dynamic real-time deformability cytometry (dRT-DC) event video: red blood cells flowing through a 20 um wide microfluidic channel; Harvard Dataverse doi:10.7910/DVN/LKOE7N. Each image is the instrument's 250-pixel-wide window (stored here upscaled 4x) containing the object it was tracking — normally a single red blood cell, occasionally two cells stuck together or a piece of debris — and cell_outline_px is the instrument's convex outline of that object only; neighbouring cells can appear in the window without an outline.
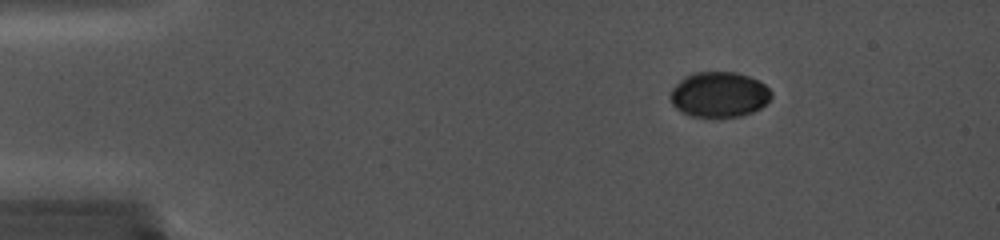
{"species": "common noctule bat (a hibernating species)", "species_latin": "Nyctalus noctula", "temperature_condition": "cold", "stored_images_in_passage": 72, "camera_frame_rate_fps": 5000, "um_per_image_px": 0.085, "animal": {"sex": "female", "body_mass_g": 19.0, "forearm_length_mm": 56.7}, "frame": {"image": 1, "passage_image": 14, "time_ms": 2.6, "image_size_px": [1000, 240], "cell_outline_px": [[772, 96], [760, 108], [752, 112], [740, 116], [720, 120], [712, 120], [692, 116], [680, 112], [672, 104], [672, 88], [676, 84], [688, 76], [696, 72], [736, 72], [748, 76], [764, 84], [772, 92]], "centroid_in_image_um": [61.13, 8.09], "position_along_channel_um": 23.9, "area_um2": 26.99}}
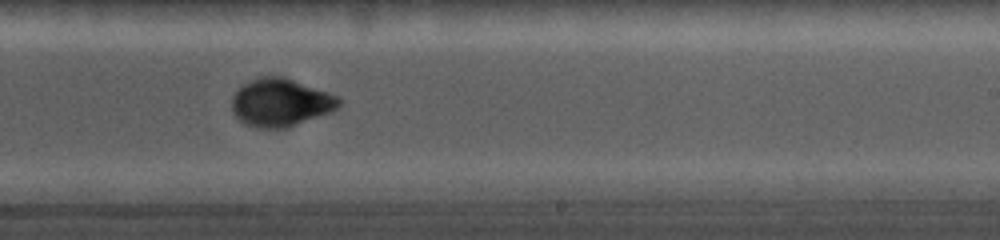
{"frame": {"image": 2, "passage_image": 57, "time_ms": 11.2, "image_size_px": [1000, 240], "cell_outline_px": [[340, 108], [288, 128], [256, 128], [244, 124], [232, 112], [232, 96], [244, 84], [260, 76], [284, 76], [328, 92], [336, 96], [340, 100]], "centroid_in_image_um": [23.85, 8.72], "position_along_channel_um": 265.2, "area_um2": 29.88}}
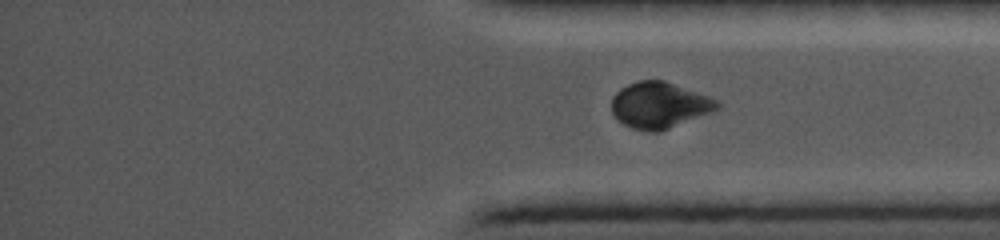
{"frame": {"image": 3, "passage_image": 72, "time_ms": 14.2, "image_size_px": [1000, 240], "cell_outline_px": [[720, 108], [712, 112], [660, 132], [648, 132], [632, 128], [624, 124], [612, 112], [612, 96], [620, 88], [636, 80], [664, 80], [708, 96], [716, 100], [720, 104]], "centroid_in_image_um": [56.04, 8.94], "position_along_channel_um": 379.2, "area_um2": 28.38}}